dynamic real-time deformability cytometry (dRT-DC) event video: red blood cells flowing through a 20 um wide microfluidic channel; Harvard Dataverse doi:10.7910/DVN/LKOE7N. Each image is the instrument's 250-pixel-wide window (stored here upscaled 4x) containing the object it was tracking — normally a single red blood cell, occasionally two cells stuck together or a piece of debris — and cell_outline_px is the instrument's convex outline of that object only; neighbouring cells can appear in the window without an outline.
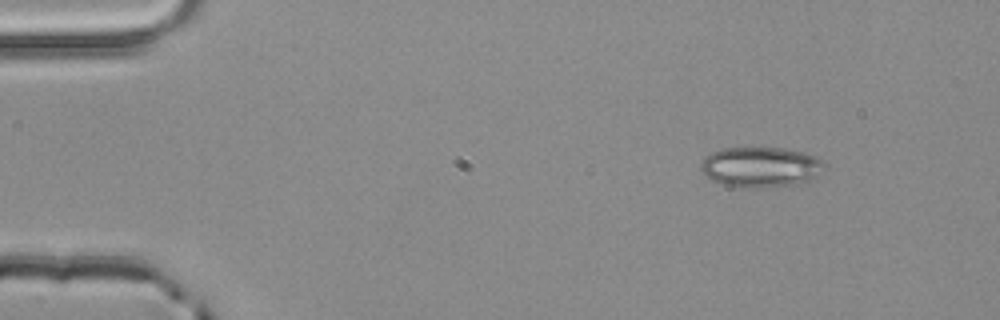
{"species": "common noctule bat (a hibernating species)", "species_latin": "Nyctalus noctula", "temperature_condition": "room temperature", "stored_images_in_passage": 3, "camera_frame_rate_fps": 3000, "um_per_image_px": 0.085, "animal": {"sex": "male", "body_mass_g": 20.4}, "frame": {"image": 1, "passage_image": 1, "time_ms": 0.0, "image_size_px": [1000, 320], "cell_outline_px": [[824, 164], [816, 180], [792, 184], [756, 188], [736, 188], [712, 180], [700, 168], [700, 164], [712, 152], [720, 148], [784, 148], [804, 152], [820, 160]], "centroid_in_image_um": [64.66, 14.21], "position_along_channel_um": 20.3, "area_um2": 28.84}}